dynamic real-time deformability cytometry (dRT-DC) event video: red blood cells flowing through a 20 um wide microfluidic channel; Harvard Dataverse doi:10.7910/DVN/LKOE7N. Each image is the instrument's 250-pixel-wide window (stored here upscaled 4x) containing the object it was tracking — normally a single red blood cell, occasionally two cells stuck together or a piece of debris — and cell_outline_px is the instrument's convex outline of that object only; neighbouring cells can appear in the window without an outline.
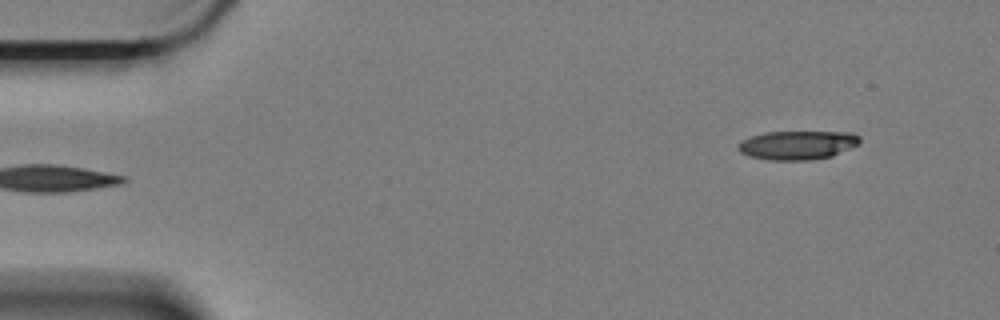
{"species": "Egyptian fruit bat (a non-hibernating species)", "species_latin": "Rousettus aegyptiacus", "temperature_condition": "cold", "stored_images_in_passage": 6, "camera_frame_rate_fps": 3000, "um_per_image_px": 0.085, "animal": {"sex": "female"}, "frame": {"image": 1, "passage_image": 6, "time_ms": 1.667, "image_size_px": [1000, 320], "cell_outline_px": [[860, 144], [832, 156], [812, 160], [768, 160], [748, 156], [740, 152], [736, 148], [736, 144], [740, 140], [764, 132], [852, 132], [860, 136]], "centroid_in_image_um": [67.76, 12.33], "position_along_channel_um": 17.2, "area_um2": 20.75}}